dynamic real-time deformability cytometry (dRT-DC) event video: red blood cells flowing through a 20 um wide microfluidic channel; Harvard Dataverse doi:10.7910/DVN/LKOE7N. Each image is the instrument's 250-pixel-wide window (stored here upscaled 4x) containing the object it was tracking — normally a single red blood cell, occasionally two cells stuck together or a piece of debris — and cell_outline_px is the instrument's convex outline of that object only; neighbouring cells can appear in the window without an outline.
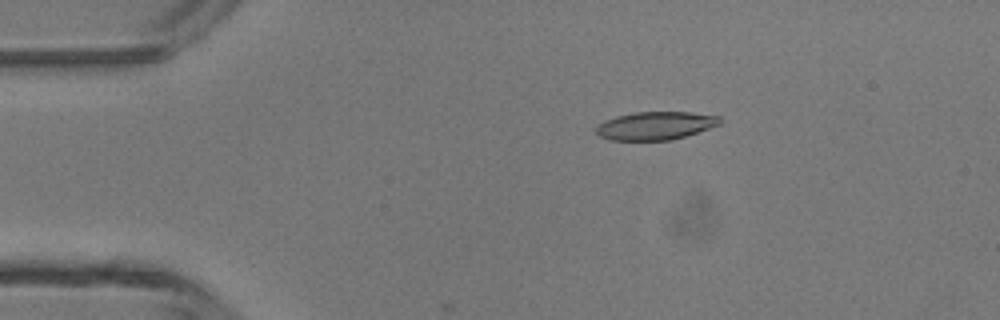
{"species": "common noctule bat (a hibernating species)", "species_latin": "Nyctalus noctula", "temperature_condition": "room temperature", "stored_images_in_passage": 12, "camera_frame_rate_fps": 3000, "um_per_image_px": 0.085, "animal": {"sex": "male", "body_mass_g": 13.3}, "frame": {"image": 1, "passage_image": 9, "time_ms": 2.667, "image_size_px": [1000, 320], "cell_outline_px": [[720, 124], [672, 140], [612, 140], [600, 136], [596, 132], [596, 128], [604, 120], [616, 116], [636, 112], [688, 112], [720, 116]], "centroid_in_image_um": [55.69, 10.68], "position_along_channel_um": 29.3, "area_um2": 20.0}}